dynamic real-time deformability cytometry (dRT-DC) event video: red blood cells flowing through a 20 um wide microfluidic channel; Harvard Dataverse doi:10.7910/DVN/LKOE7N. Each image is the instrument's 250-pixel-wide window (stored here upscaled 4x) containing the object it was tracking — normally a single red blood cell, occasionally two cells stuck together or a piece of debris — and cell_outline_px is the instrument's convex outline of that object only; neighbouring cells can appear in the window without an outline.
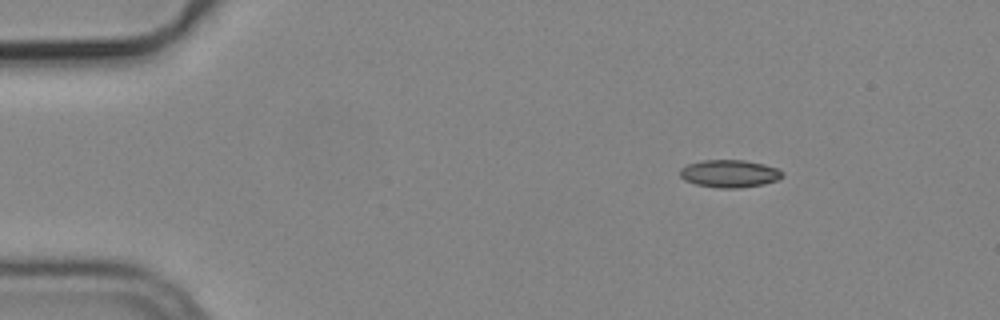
{"species": "common noctule bat (a hibernating species)", "species_latin": "Nyctalus noctula", "temperature_condition": "cold", "stored_images_in_passage": 3, "camera_frame_rate_fps": 3000, "um_per_image_px": 0.085, "animal": {"sex": "male", "body_mass_g": 19.2, "forearm_length_mm": 51.8}, "frame": {"image": 1, "passage_image": 1, "time_ms": 0.0, "image_size_px": [1000, 320], "cell_outline_px": [[784, 176], [780, 180], [764, 184], [740, 188], [720, 188], [696, 184], [684, 180], [680, 176], [680, 168], [688, 164], [704, 160], [744, 160], [764, 164], [776, 168], [784, 172]], "centroid_in_image_um": [62.04, 14.76], "position_along_channel_um": 23.0, "area_um2": 16.59}}